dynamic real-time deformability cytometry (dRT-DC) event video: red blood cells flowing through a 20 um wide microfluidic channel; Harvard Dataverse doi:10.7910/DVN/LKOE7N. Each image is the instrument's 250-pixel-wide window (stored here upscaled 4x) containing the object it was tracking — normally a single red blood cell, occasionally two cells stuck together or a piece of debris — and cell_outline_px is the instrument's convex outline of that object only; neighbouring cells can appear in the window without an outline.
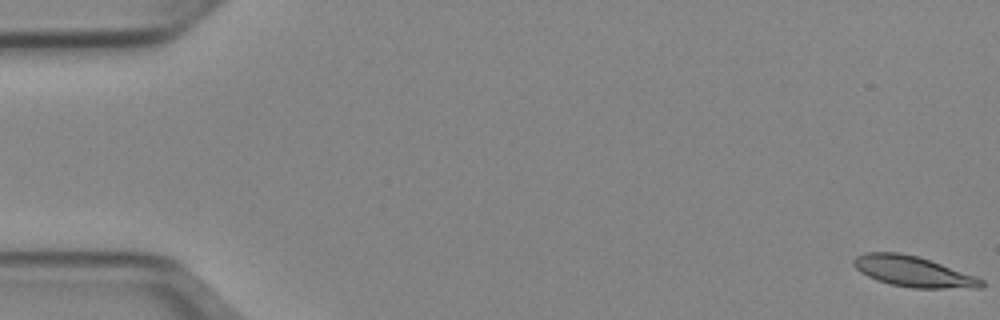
{"species": "Egyptian fruit bat (a non-hibernating species)", "species_latin": "Rousettus aegyptiacus", "temperature_condition": "cold", "stored_images_in_passage": 52, "camera_frame_rate_fps": 3000, "um_per_image_px": 0.085, "animal": {"sex": "female"}, "frame": {"image": 1, "passage_image": 1, "time_ms": 0.0, "image_size_px": [1000, 320], "cell_outline_px": [[984, 288], [912, 288], [892, 284], [876, 280], [860, 272], [852, 264], [852, 260], [856, 256], [864, 252], [900, 252], [916, 256], [976, 276], [984, 280]], "centroid_in_image_um": [77.6, 23.08], "position_along_channel_um": 7.4, "area_um2": 22.72}}
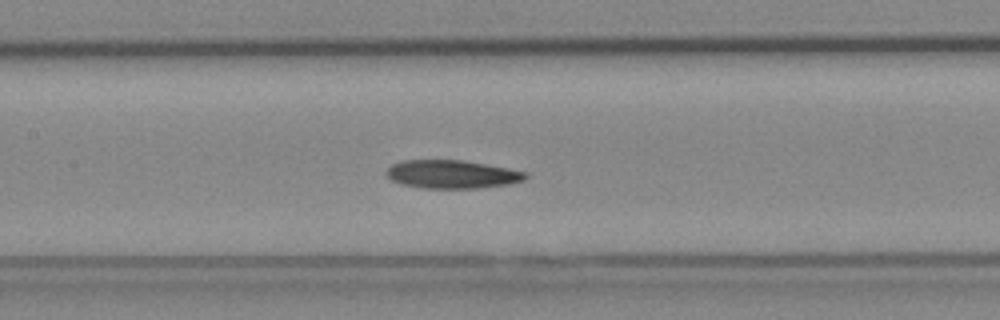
{"frame": {"image": 2, "passage_image": 25, "time_ms": 8.0, "image_size_px": [1000, 320], "cell_outline_px": [[528, 176], [524, 180], [508, 184], [480, 188], [424, 188], [400, 184], [392, 180], [384, 172], [392, 164], [400, 160], [464, 160], [508, 168], [528, 172]], "centroid_in_image_um": [38.41, 14.81], "position_along_channel_um": 169.0, "area_um2": 23.06}}
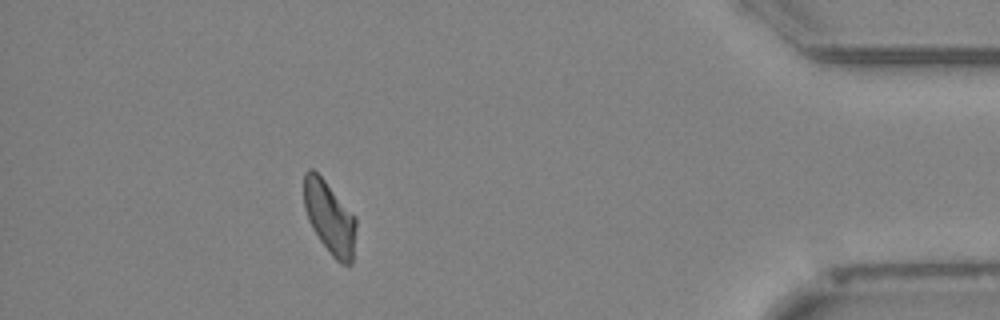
{"frame": {"image": 3, "passage_image": 47, "time_ms": 15.333, "image_size_px": [1000, 320], "cell_outline_px": [[356, 228], [352, 264], [340, 264], [332, 256], [320, 240], [312, 228], [308, 220], [304, 208], [304, 172], [308, 168], [312, 168], [324, 180], [356, 216]], "centroid_in_image_um": [28.01, 18.5], "position_along_channel_um": 407.2, "area_um2": 22.08}, "authors_computed_cell_mechanics": {"area_um2": 22.9466, "velocity_mm_per_s": 3.9192, "shape_relaxation_time_tau1_ms": null, "shape_relaxation_time_tau2_ms": 5.6374, "deformation_change_tau1": null, "deformation_change_tau2": 0.1303}}